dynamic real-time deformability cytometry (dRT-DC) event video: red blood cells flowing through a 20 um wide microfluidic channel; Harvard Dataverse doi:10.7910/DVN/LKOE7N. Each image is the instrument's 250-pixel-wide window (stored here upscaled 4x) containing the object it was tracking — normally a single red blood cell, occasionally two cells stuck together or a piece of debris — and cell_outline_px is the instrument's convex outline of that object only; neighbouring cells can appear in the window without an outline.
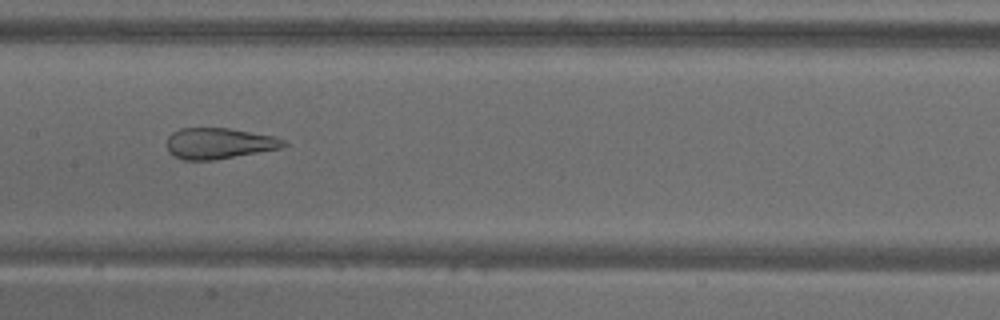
{"species": "common noctule bat (a hibernating species)", "species_latin": "Nyctalus noctula", "temperature_condition": "warm", "stored_images_in_passage": 33, "camera_frame_rate_fps": 3000, "um_per_image_px": 0.085, "animal": {"sex": "male", "body_mass_g": 18.8}, "frame": {"image": 1, "passage_image": 10, "time_ms": 3.0, "image_size_px": [1000, 320], "cell_outline_px": [[288, 144], [280, 148], [212, 160], [184, 160], [168, 152], [168, 136], [172, 132], [180, 128], [228, 128], [276, 136], [284, 140]], "centroid_in_image_um": [18.61, 12.17], "position_along_channel_um": 188.8, "area_um2": 20.87}}